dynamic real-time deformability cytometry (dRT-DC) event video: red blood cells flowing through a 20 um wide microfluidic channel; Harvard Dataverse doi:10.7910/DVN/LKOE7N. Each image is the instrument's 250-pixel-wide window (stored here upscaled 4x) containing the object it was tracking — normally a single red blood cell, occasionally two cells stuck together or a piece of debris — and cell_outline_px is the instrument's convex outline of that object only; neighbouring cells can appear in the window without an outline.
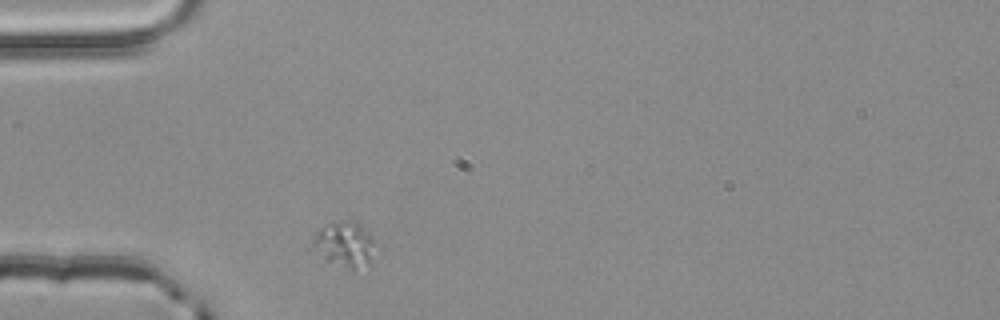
{"species": "common noctule bat (a hibernating species)", "species_latin": "Nyctalus noctula", "temperature_condition": "room temperature", "stored_images_in_passage": 1, "camera_frame_rate_fps": 3000, "um_per_image_px": 0.085, "animal": {"sex": "male", "body_mass_g": 20.4}, "frame": {"image": 1, "passage_image": 1, "time_ms": 0.0, "image_size_px": [1000, 320], "cell_outline_px": [[372, 244], [368, 264], [352, 272], [324, 260], [308, 248], [316, 232], [320, 228], [328, 224], [340, 220], [360, 220], [372, 236]], "centroid_in_image_um": [29.2, 20.76], "position_along_channel_um": 55.8, "area_um2": 17.11}}